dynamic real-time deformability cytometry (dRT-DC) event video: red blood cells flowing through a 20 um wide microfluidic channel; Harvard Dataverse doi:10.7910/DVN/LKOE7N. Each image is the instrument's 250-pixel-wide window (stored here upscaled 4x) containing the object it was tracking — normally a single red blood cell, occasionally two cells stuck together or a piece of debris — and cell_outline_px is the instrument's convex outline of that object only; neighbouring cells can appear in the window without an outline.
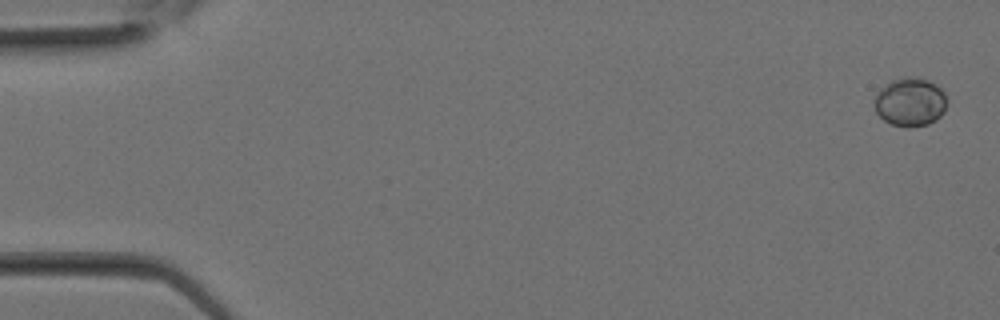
{"species": "Egyptian fruit bat (a non-hibernating species)", "species_latin": "Rousettus aegyptiacus", "temperature_condition": "room temperature", "stored_images_in_passage": 16, "camera_frame_rate_fps": 3000, "um_per_image_px": 0.085, "animal": {"sex": "female"}, "frame": {"image": 1, "passage_image": 1, "time_ms": 0.0, "image_size_px": [1000, 320], "cell_outline_px": [[948, 100], [944, 112], [936, 120], [928, 124], [912, 128], [908, 128], [892, 124], [884, 120], [876, 112], [872, 104], [876, 92], [884, 84], [892, 80], [904, 76], [916, 76], [928, 80], [936, 84], [944, 92]], "centroid_in_image_um": [77.35, 8.66], "position_along_channel_um": 7.7, "area_um2": 21.15}}
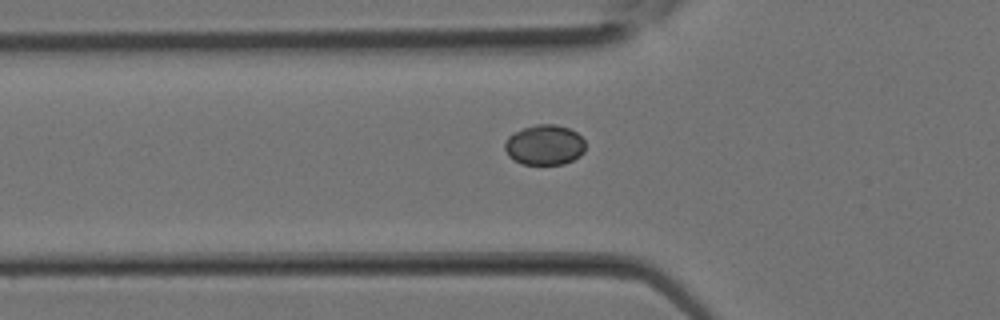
{"frame": {"image": 2, "passage_image": 10, "time_ms": 3.0, "image_size_px": [1000, 320], "cell_outline_px": [[584, 152], [580, 156], [564, 164], [524, 164], [508, 156], [504, 148], [504, 144], [508, 136], [524, 128], [536, 124], [556, 124], [568, 128], [576, 132], [584, 140]], "centroid_in_image_um": [46.29, 12.32], "position_along_channel_um": 79.5, "area_um2": 18.79}}
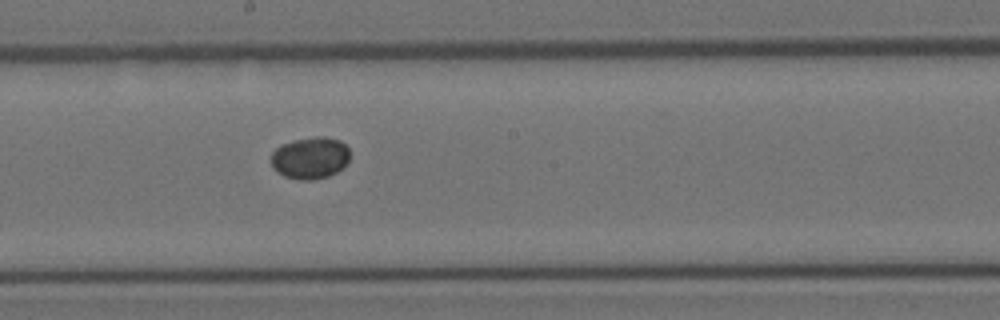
{"frame": {"image": 3, "passage_image": 16, "time_ms": 5.0, "image_size_px": [1000, 320], "cell_outline_px": [[348, 160], [336, 172], [328, 176], [312, 180], [300, 180], [284, 176], [276, 172], [272, 168], [272, 152], [280, 144], [296, 140], [316, 136], [324, 136], [340, 140], [348, 148]], "centroid_in_image_um": [26.33, 13.42], "position_along_channel_um": 221.9, "area_um2": 19.13}}